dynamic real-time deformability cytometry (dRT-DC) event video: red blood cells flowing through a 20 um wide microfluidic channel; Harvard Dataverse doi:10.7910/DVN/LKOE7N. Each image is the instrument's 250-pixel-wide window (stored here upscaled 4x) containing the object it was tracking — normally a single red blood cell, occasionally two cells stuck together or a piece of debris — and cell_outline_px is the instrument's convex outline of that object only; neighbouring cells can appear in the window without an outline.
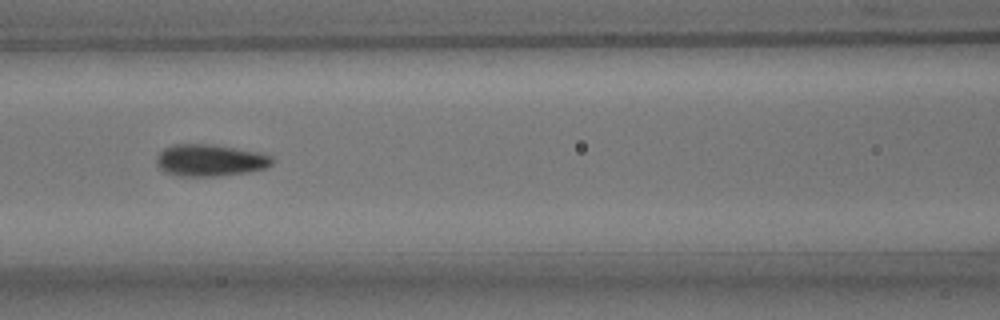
{"species": "common noctule bat (a hibernating species)", "species_latin": "Nyctalus noctula", "temperature_condition": "room temperature", "stored_images_in_passage": 17, "camera_frame_rate_fps": 3000, "um_per_image_px": 0.085, "animal": {"sex": "male", "body_mass_g": 15.6}, "frame": {"image": 1, "passage_image": 12, "time_ms": 3.667, "image_size_px": [1000, 320], "cell_outline_px": [[272, 164], [268, 168], [248, 172], [216, 176], [176, 176], [164, 172], [156, 164], [156, 156], [164, 148], [176, 144], [208, 144], [260, 152], [272, 156]], "centroid_in_image_um": [17.84, 13.63], "position_along_channel_um": 148.8, "area_um2": 21.56}}
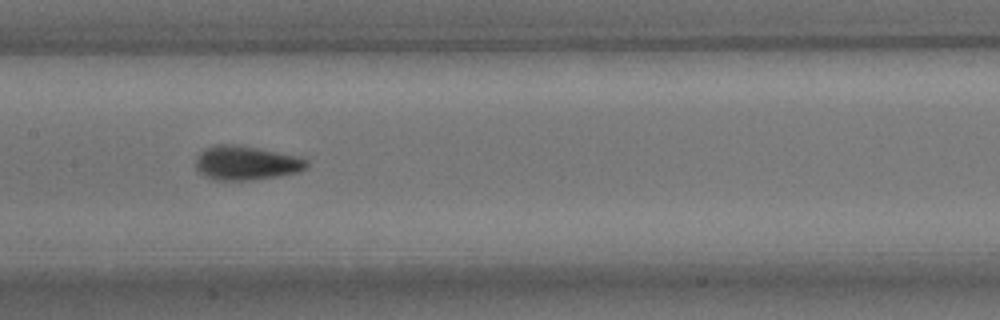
{"frame": {"image": 2, "passage_image": 15, "time_ms": 4.667, "image_size_px": [1000, 320], "cell_outline_px": [[308, 168], [300, 172], [280, 176], [248, 180], [212, 180], [204, 176], [196, 168], [196, 156], [204, 148], [212, 144], [240, 144], [300, 156], [308, 160]], "centroid_in_image_um": [20.94, 13.83], "position_along_channel_um": 186.5, "area_um2": 22.66}}